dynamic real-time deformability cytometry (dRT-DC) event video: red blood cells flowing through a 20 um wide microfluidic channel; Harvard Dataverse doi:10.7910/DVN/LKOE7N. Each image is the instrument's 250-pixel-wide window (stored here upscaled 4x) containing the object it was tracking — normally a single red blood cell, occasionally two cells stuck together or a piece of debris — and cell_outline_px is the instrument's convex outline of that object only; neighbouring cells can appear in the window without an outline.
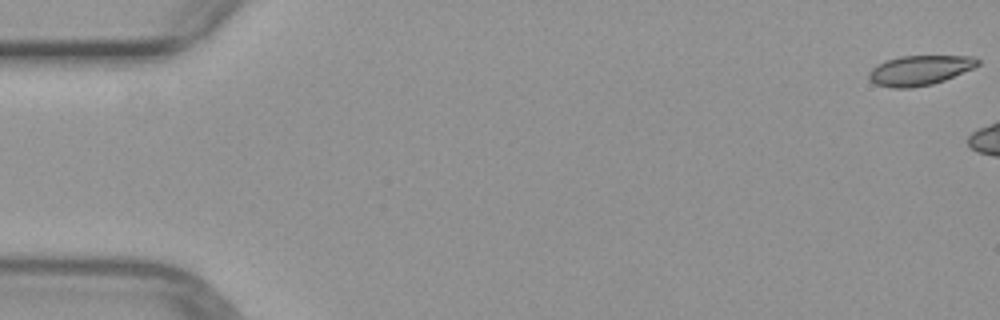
{"species": "common noctule bat (a hibernating species)", "species_latin": "Nyctalus noctula", "temperature_condition": "warm", "stored_images_in_passage": 7, "camera_frame_rate_fps": 3000, "um_per_image_px": 0.085, "animal": {"sex": "female", "body_mass_g": 29.2, "forearm_length_mm": 56.3}, "frame": {"image": 1, "passage_image": 1, "time_ms": 0.0, "image_size_px": [1000, 320], "cell_outline_px": [[980, 64], [972, 68], [944, 80], [932, 84], [912, 88], [892, 88], [876, 84], [868, 76], [868, 72], [872, 68], [888, 60], [900, 56], [972, 56], [980, 60]], "centroid_in_image_um": [78.18, 5.98], "position_along_channel_um": 6.8, "area_um2": 18.67}}